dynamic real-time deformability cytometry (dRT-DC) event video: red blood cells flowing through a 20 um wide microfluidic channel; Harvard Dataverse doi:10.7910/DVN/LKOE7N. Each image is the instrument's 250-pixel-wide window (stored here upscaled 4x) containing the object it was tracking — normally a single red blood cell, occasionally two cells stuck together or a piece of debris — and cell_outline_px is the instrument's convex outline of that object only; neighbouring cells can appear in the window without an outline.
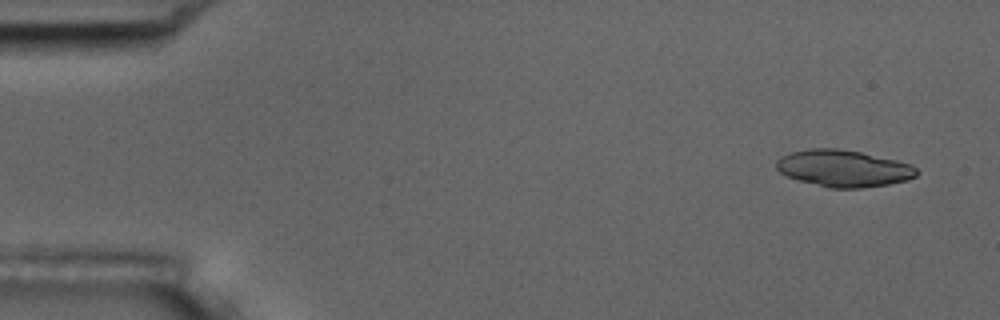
{"species": "common noctule bat (a hibernating species)", "species_latin": "Nyctalus noctula", "temperature_condition": "room temperature", "stored_images_in_passage": 6, "camera_frame_rate_fps": 3000, "um_per_image_px": 0.085, "animal": {"sex": "male", "body_mass_g": 17.5, "forearm_length_mm": 52.3}, "frame": {"image": 1, "passage_image": 6, "time_ms": 6.667, "image_size_px": [1000, 320], "cell_outline_px": [[920, 172], [916, 176], [908, 180], [888, 184], [860, 188], [828, 188], [796, 180], [780, 172], [776, 168], [776, 160], [780, 156], [792, 152], [808, 148], [836, 148], [860, 152], [896, 160], [912, 164]], "centroid_in_image_um": [71.69, 14.31], "position_along_channel_um": 13.3, "area_um2": 30.29}}